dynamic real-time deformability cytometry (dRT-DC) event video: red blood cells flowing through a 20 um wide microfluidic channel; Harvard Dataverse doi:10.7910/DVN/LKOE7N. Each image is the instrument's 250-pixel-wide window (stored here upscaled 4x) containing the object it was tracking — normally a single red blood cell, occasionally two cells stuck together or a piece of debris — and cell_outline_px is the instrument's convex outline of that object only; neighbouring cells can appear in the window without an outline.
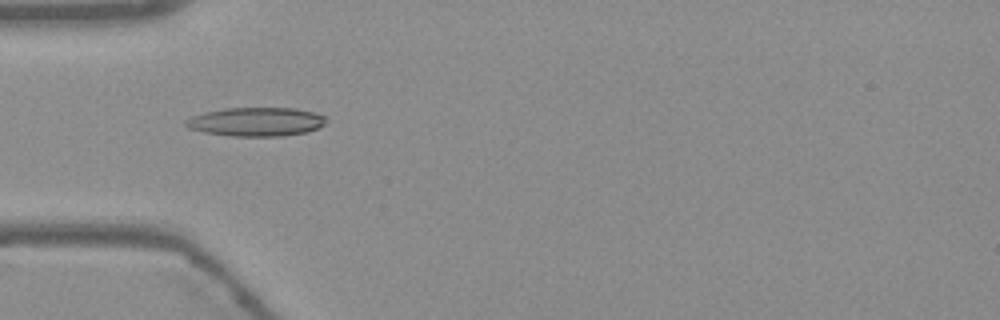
{"species": "Egyptian fruit bat (a non-hibernating species)", "species_latin": "Rousettus aegyptiacus", "temperature_condition": "warm", "stored_images_in_passage": 54, "camera_frame_rate_fps": 3000, "um_per_image_px": 0.085, "frame": {"image": 1, "passage_image": 17, "time_ms": 5.333, "image_size_px": [1000, 320], "cell_outline_px": [[328, 120], [324, 124], [308, 132], [284, 136], [232, 136], [204, 132], [188, 128], [184, 124], [184, 120], [192, 116], [204, 112], [224, 108], [296, 108], [316, 112], [324, 116]], "centroid_in_image_um": [21.78, 10.35], "position_along_channel_um": 63.2, "area_um2": 23.76}}
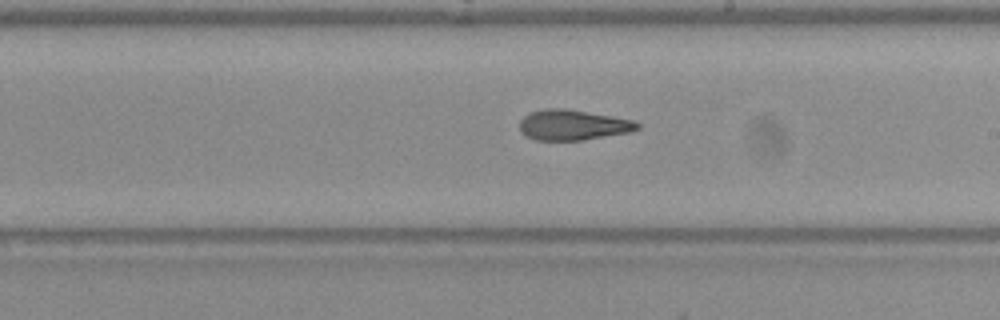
{"frame": {"image": 2, "passage_image": 31, "time_ms": 10.0, "image_size_px": [1000, 320], "cell_outline_px": [[640, 128], [632, 132], [580, 140], [536, 140], [524, 136], [520, 132], [520, 120], [528, 112], [544, 108], [564, 108], [612, 116], [632, 120], [640, 124]], "centroid_in_image_um": [48.66, 10.62], "position_along_channel_um": 240.3, "area_um2": 20.98}}
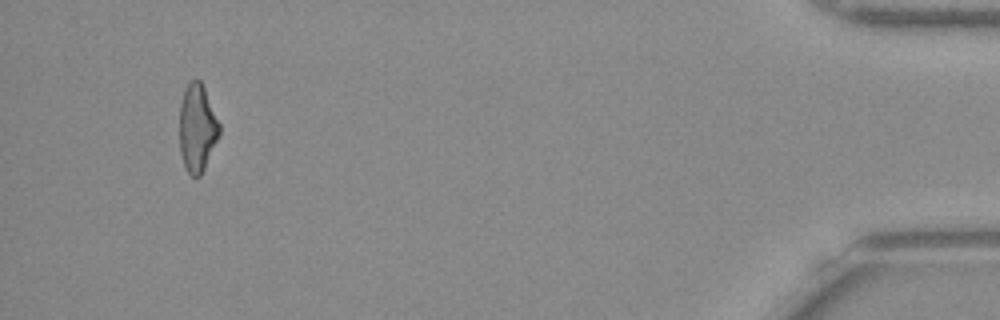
{"frame": {"image": 3, "passage_image": 51, "time_ms": 16.667, "image_size_px": [1000, 320], "cell_outline_px": [[220, 136], [200, 176], [192, 176], [184, 168], [180, 152], [180, 104], [184, 92], [188, 84], [192, 80], [200, 80], [204, 88], [220, 124]], "centroid_in_image_um": [16.77, 10.91], "position_along_channel_um": 418.4, "area_um2": 20.23}, "authors_computed_cell_mechanics": {"area_um2": 21.4149, "velocity_mm_per_s": 3.8083, "shape_relaxation_time_tau1_ms": 7.1869, "shape_relaxation_time_tau2_ms": 2.426, "deformation_change_tau1": 0.2342, "deformation_change_tau2": 0.1247}}